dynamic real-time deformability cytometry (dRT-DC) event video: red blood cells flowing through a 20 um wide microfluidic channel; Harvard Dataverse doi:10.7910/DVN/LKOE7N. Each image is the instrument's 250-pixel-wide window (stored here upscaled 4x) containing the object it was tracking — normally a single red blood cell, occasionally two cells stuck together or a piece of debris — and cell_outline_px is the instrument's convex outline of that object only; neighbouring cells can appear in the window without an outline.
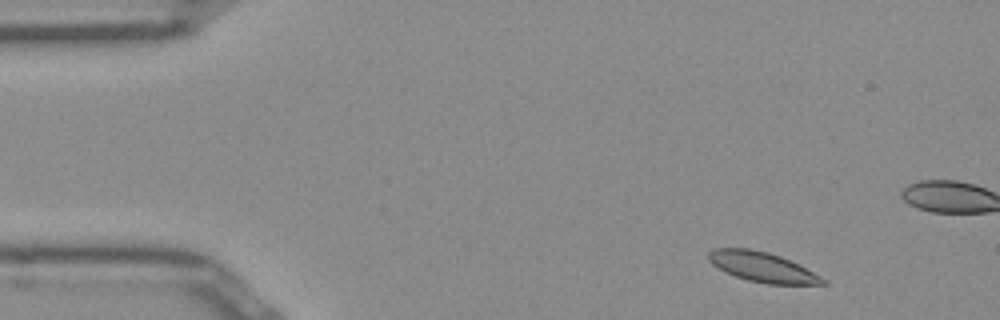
{"species": "Egyptian fruit bat (a non-hibernating species)", "species_latin": "Rousettus aegyptiacus", "temperature_condition": "room temperature", "stored_images_in_passage": 50, "camera_frame_rate_fps": 3000, "um_per_image_px": 0.085, "frame": {"image": 1, "passage_image": 3, "time_ms": 0.667, "image_size_px": [1000, 320], "cell_outline_px": [[828, 284], [764, 284], [748, 280], [736, 276], [712, 264], [708, 260], [708, 252], [712, 248], [748, 248], [768, 252], [780, 256], [828, 280]], "centroid_in_image_um": [64.78, 22.69], "position_along_channel_um": 20.2, "area_um2": 19.59}}
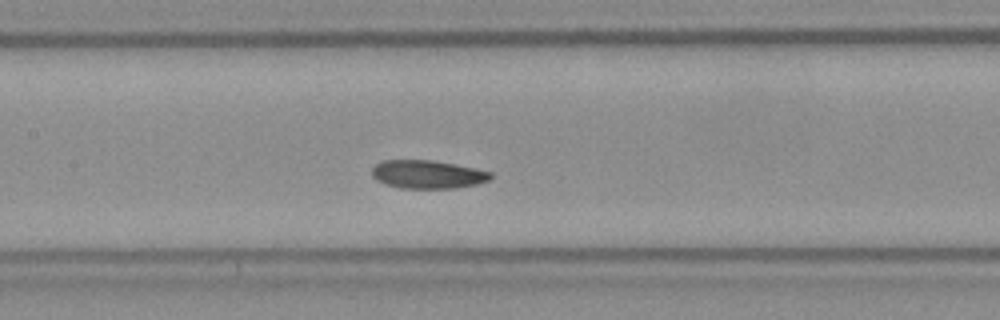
{"frame": {"image": 2, "passage_image": 21, "time_ms": 6.667, "image_size_px": [1000, 320], "cell_outline_px": [[492, 176], [488, 180], [476, 184], [456, 188], [400, 188], [376, 180], [372, 176], [372, 168], [376, 164], [384, 160], [432, 160], [456, 164], [476, 168], [492, 172]], "centroid_in_image_um": [36.35, 14.81], "position_along_channel_um": 171.0, "area_um2": 19.54}}
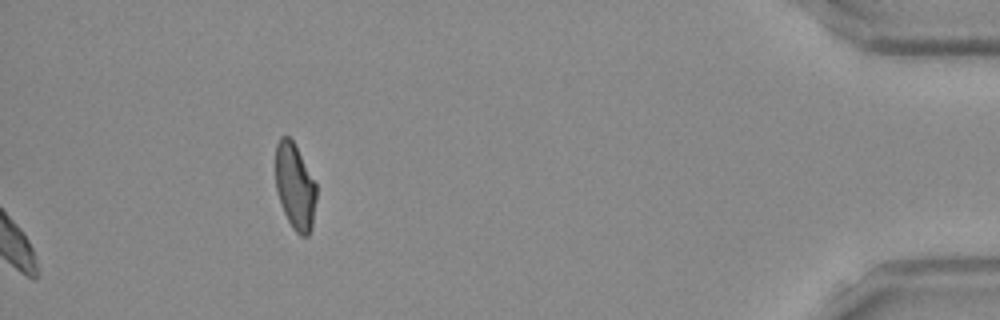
{"frame": {"image": 3, "passage_image": 50, "time_ms": 16.333, "image_size_px": [1000, 320], "cell_outline_px": [[316, 200], [312, 228], [308, 236], [300, 236], [292, 228], [280, 204], [276, 188], [276, 144], [280, 136], [288, 136], [292, 140], [316, 184]], "centroid_in_image_um": [25.07, 15.89], "position_along_channel_um": 410.1, "area_um2": 20.35}}